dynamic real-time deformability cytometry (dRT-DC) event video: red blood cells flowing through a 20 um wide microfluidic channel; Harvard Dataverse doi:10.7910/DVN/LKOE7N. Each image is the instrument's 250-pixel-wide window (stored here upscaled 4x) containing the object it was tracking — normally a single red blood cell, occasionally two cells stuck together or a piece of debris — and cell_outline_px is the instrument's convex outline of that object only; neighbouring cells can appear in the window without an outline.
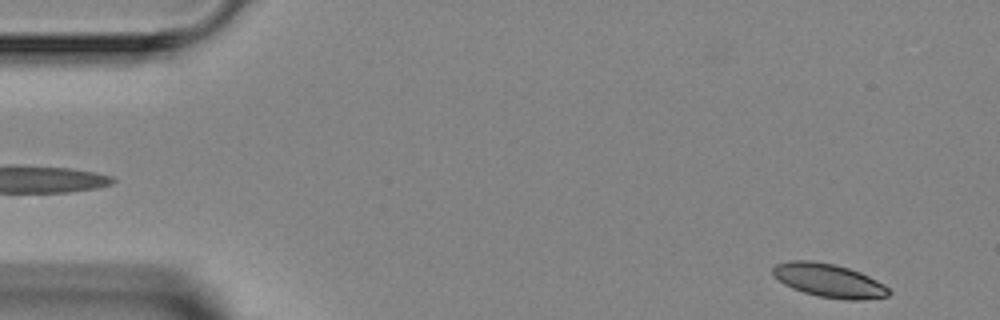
{"species": "Egyptian fruit bat (a non-hibernating species)", "species_latin": "Rousettus aegyptiacus", "temperature_condition": "room temperature", "stored_images_in_passage": 4, "segment_of_instrument_passage": [2, 2], "camera_frame_rate_fps": 3000, "um_per_image_px": 0.085, "animal": {"sex": "female"}, "frame": {"image": 1, "passage_image": 4, "time_ms": 3.333, "image_size_px": [1000, 320], "cell_outline_px": [[892, 292], [888, 296], [860, 300], [844, 300], [820, 296], [804, 292], [792, 288], [784, 284], [772, 272], [772, 268], [776, 264], [788, 260], [812, 260], [836, 264], [860, 272], [884, 284]], "centroid_in_image_um": [70.47, 23.83], "position_along_channel_um": 14.5, "area_um2": 22.66}}